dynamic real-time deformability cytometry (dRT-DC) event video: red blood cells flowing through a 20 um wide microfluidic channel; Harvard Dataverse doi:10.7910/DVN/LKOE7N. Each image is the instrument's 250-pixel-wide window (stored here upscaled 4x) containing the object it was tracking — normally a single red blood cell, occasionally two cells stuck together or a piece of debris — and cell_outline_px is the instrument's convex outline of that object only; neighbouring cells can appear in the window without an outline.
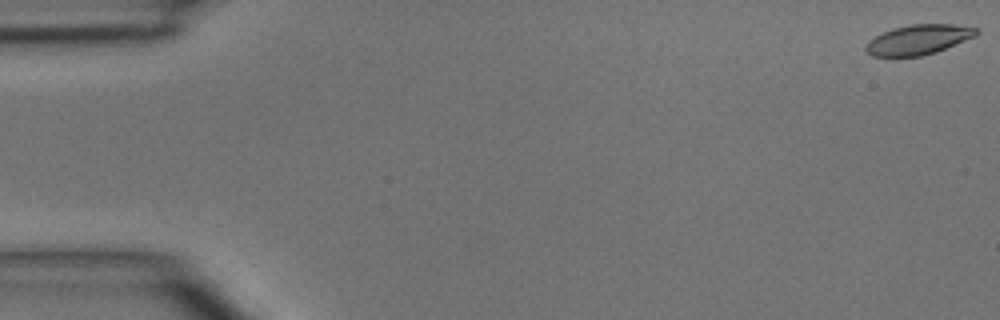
{"species": "common noctule bat (a hibernating species)", "species_latin": "Nyctalus noctula", "temperature_condition": "room temperature", "stored_images_in_passage": 5, "camera_frame_rate_fps": 3000, "um_per_image_px": 0.085, "animal": {"sex": "male", "body_mass_g": 15.6}, "frame": {"image": 1, "passage_image": 1, "time_ms": 0.0, "image_size_px": [1000, 320], "cell_outline_px": [[980, 32], [976, 36], [936, 52], [920, 56], [872, 56], [864, 48], [868, 40], [892, 28], [912, 24], [952, 24], [980, 28]], "centroid_in_image_um": [78.1, 3.36], "position_along_channel_um": 6.9, "area_um2": 19.25}}